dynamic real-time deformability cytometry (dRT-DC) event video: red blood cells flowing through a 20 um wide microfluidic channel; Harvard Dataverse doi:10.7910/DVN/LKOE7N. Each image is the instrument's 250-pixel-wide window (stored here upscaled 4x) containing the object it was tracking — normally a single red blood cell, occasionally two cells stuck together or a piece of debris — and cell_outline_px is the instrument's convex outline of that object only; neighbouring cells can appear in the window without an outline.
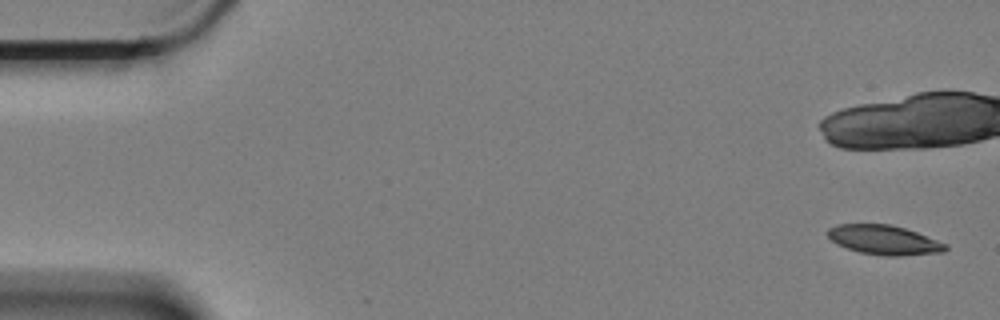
{"species": "Egyptian fruit bat (a non-hibernating species)", "species_latin": "Rousettus aegyptiacus", "temperature_condition": "cold", "stored_images_in_passage": 5, "camera_frame_rate_fps": 3000, "um_per_image_px": 0.085, "animal": {"sex": "female"}, "frame": {"image": 1, "passage_image": 1, "time_ms": 0.0, "image_size_px": [1000, 320], "cell_outline_px": [[948, 248], [944, 252], [900, 256], [884, 256], [860, 252], [836, 244], [824, 232], [828, 228], [836, 224], [888, 224], [904, 228], [916, 232], [948, 244]], "centroid_in_image_um": [75.13, 20.39], "position_along_channel_um": 9.9, "area_um2": 20.29}}